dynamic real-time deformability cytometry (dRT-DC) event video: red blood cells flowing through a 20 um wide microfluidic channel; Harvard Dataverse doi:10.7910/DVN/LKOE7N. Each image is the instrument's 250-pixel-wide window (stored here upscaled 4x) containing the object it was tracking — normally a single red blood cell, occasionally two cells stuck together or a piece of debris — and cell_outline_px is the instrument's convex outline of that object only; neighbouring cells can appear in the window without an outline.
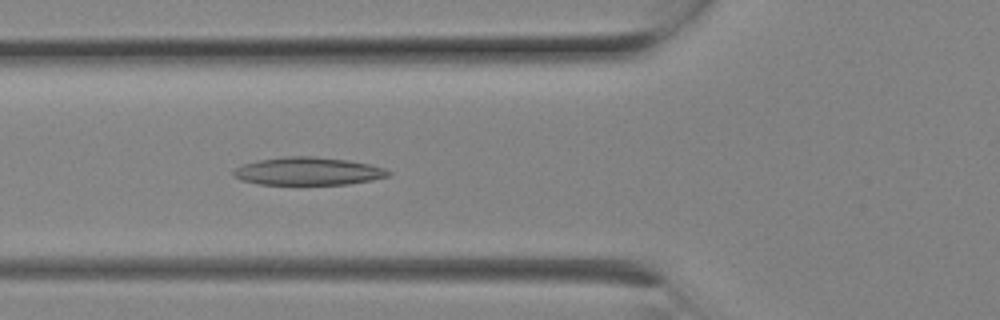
{"species": "Egyptian fruit bat (a non-hibernating species)", "species_latin": "Rousettus aegyptiacus", "temperature_condition": "room temperature", "stored_images_in_passage": 7, "camera_frame_rate_fps": 3000, "um_per_image_px": 0.085, "animal": {"sex": "female"}, "frame": {"image": 1, "passage_image": 7, "time_ms": 2.0, "image_size_px": [1000, 320], "cell_outline_px": [[392, 172], [388, 176], [372, 180], [348, 184], [260, 184], [240, 180], [232, 176], [232, 172], [236, 168], [244, 164], [260, 160], [284, 156], [312, 156], [348, 160], [368, 164], [384, 168]], "centroid_in_image_um": [26.17, 14.55], "position_along_channel_um": 99.6, "area_um2": 25.03}}